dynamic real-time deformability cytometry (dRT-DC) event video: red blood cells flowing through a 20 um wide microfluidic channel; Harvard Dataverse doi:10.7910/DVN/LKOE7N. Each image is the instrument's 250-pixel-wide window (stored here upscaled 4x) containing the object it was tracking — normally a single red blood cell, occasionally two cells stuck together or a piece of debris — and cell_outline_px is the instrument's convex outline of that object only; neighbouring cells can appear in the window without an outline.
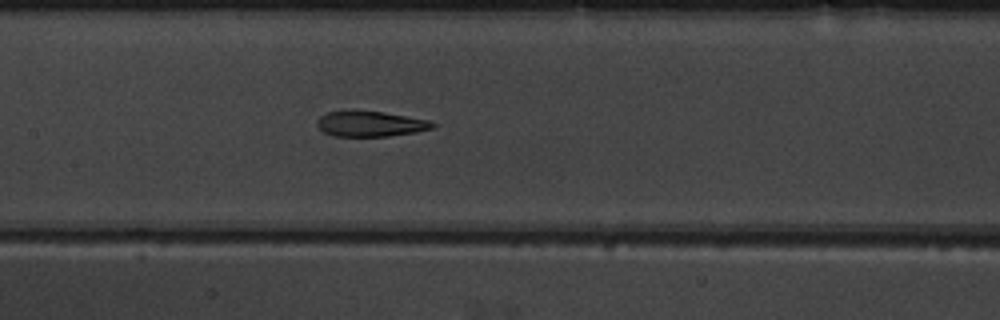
{"species": "common noctule bat (a hibernating species)", "species_latin": "Nyctalus noctula", "temperature_condition": "warm", "stored_images_in_passage": 27, "camera_frame_rate_fps": 3000, "um_per_image_px": 0.085, "animal": {"sex": "male", "body_mass_g": 19.5, "forearm_length_mm": 54.6}, "frame": {"image": 1, "passage_image": 27, "time_ms": 8.667, "image_size_px": [1000, 320], "cell_outline_px": [[436, 128], [416, 132], [388, 136], [332, 136], [324, 132], [316, 124], [316, 120], [320, 116], [328, 112], [384, 112], [432, 120], [436, 124]], "centroid_in_image_um": [31.56, 10.54], "position_along_channel_um": 175.8, "area_um2": 16.99}}